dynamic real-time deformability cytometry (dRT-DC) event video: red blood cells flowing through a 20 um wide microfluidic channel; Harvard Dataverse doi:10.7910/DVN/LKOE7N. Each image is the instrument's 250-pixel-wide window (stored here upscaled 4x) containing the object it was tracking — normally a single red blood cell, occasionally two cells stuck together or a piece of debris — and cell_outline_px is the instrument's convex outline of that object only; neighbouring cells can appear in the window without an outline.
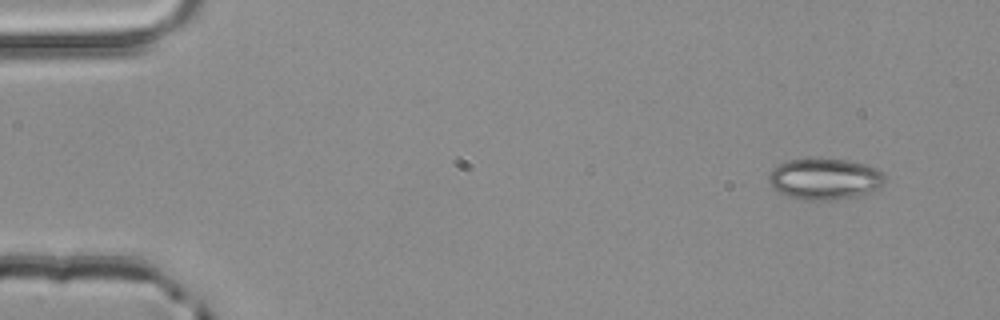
{"species": "common noctule bat (a hibernating species)", "species_latin": "Nyctalus noctula", "temperature_condition": "room temperature", "stored_images_in_passage": 3, "camera_frame_rate_fps": 3000, "um_per_image_px": 0.085, "animal": {"sex": "male", "body_mass_g": 20.4}, "frame": {"image": 1, "passage_image": 1, "time_ms": 0.0, "image_size_px": [1000, 320], "cell_outline_px": [[884, 184], [880, 188], [872, 192], [860, 196], [836, 200], [804, 200], [788, 196], [780, 192], [768, 180], [768, 176], [772, 168], [788, 160], [812, 156], [820, 156], [848, 160], [864, 164], [876, 168], [884, 176]], "centroid_in_image_um": [70.12, 15.18], "position_along_channel_um": 14.9, "area_um2": 28.61}}